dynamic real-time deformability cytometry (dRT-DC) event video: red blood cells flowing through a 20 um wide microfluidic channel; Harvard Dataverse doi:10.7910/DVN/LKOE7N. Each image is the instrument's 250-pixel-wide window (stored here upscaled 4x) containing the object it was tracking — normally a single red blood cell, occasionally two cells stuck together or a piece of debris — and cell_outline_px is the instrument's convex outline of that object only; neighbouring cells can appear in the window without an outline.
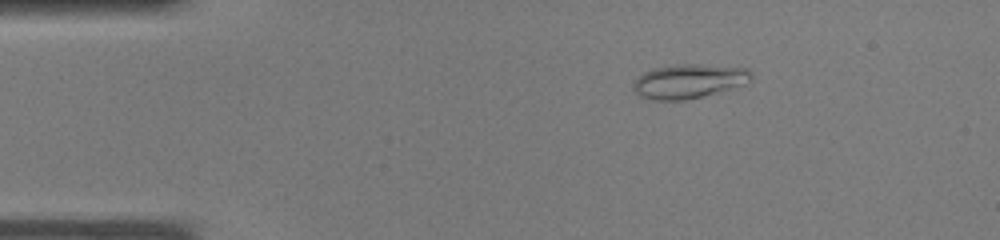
{"species": "common noctule bat (a hibernating species)", "species_latin": "Nyctalus noctula", "temperature_condition": "warm", "stored_images_in_passage": 32, "camera_frame_rate_fps": 3000, "um_per_image_px": 0.085, "animal": {"sex": "male", "body_mass_g": 19.0, "forearm_length_mm": 50.8}, "frame": {"image": 1, "passage_image": 1, "time_ms": 0.0, "image_size_px": [1000, 240], "cell_outline_px": [[752, 80], [744, 84], [700, 96], [684, 100], [652, 100], [640, 96], [632, 88], [632, 84], [644, 72], [656, 68], [676, 64], [700, 64], [748, 68], [752, 72]], "centroid_in_image_um": [58.55, 6.89], "position_along_channel_um": 26.5, "area_um2": 23.24}}
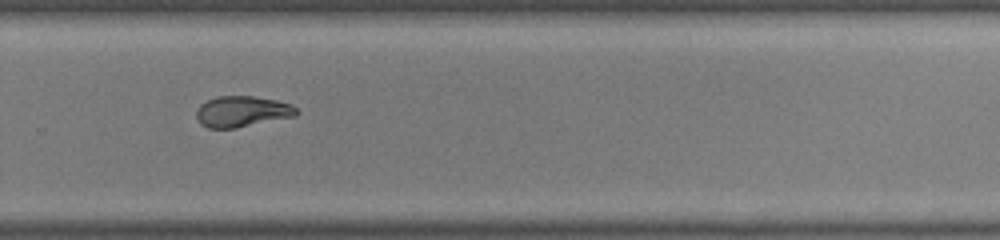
{"frame": {"image": 2, "passage_image": 20, "time_ms": 6.333, "image_size_px": [1000, 240], "cell_outline_px": [[300, 112], [296, 116], [236, 128], [208, 128], [200, 124], [196, 116], [196, 112], [200, 104], [216, 96], [256, 96], [276, 100], [292, 104]], "centroid_in_image_um": [20.59, 9.47], "position_along_channel_um": 309.2, "area_um2": 18.21}}
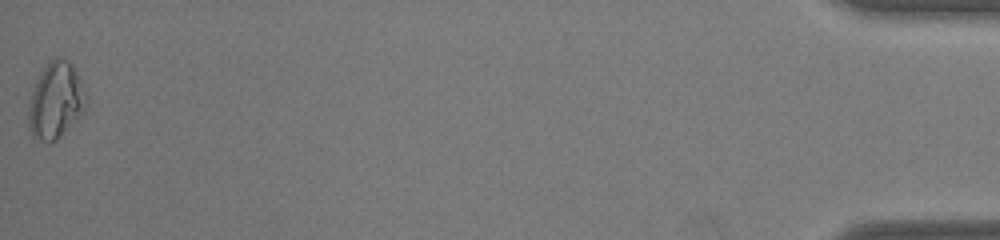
{"frame": {"image": 3, "passage_image": 32, "time_ms": 10.333, "image_size_px": [1000, 240], "cell_outline_px": [[88, 100], [84, 112], [56, 140], [40, 140], [32, 136], [28, 120], [28, 104], [36, 80], [40, 72], [48, 60], [56, 56], [60, 56], [68, 60], [76, 68], [88, 96]], "centroid_in_image_um": [4.77, 8.47], "position_along_channel_um": 430.4, "area_um2": 25.95}}